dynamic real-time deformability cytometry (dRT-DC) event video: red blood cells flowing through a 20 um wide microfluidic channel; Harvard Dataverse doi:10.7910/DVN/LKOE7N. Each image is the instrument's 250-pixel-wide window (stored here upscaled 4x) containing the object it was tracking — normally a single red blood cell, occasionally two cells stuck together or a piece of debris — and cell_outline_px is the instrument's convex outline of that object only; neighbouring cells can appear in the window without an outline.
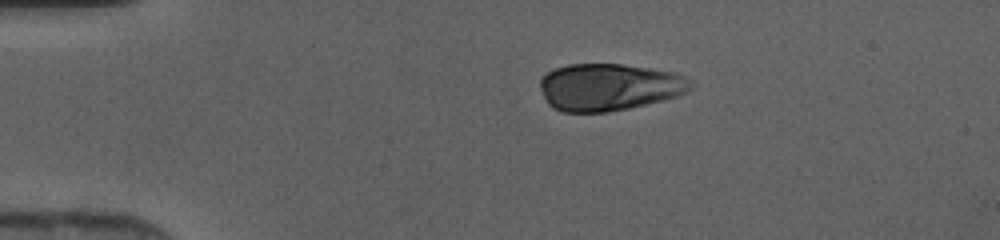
{"species": "human", "species_latin": "Homo sapiens", "temperature_condition": "cold", "stored_images_in_passage": 37, "camera_frame_rate_fps": 3000, "um_per_image_px": 0.085, "donor": {"sex": "female"}, "frame": {"image": 1, "passage_image": 1, "time_ms": 0.0, "image_size_px": [1000, 240], "cell_outline_px": [[696, 84], [688, 92], [664, 100], [628, 108], [608, 112], [564, 112], [552, 108], [548, 104], [540, 88], [540, 76], [556, 68], [568, 64], [620, 64], [676, 72], [692, 80]], "centroid_in_image_um": [51.79, 7.4], "position_along_channel_um": 33.2, "area_um2": 41.67}}
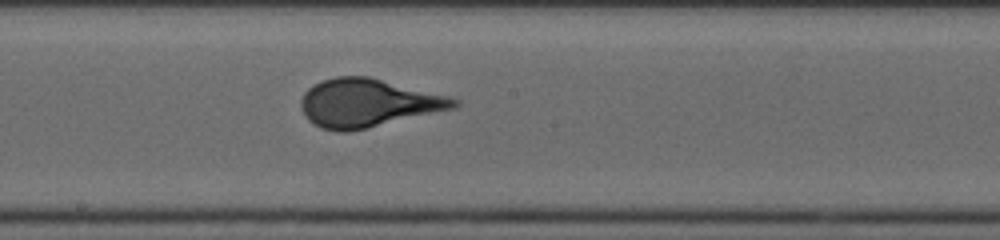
{"frame": {"image": 2, "passage_image": 17, "time_ms": 5.333, "image_size_px": [1000, 240], "cell_outline_px": [[460, 104], [456, 108], [348, 132], [336, 132], [320, 128], [308, 120], [300, 104], [300, 100], [304, 92], [308, 88], [324, 80], [336, 76], [368, 76], [448, 96], [460, 100]], "centroid_in_image_um": [31.26, 8.76], "position_along_channel_um": 216.9, "area_um2": 42.77}}
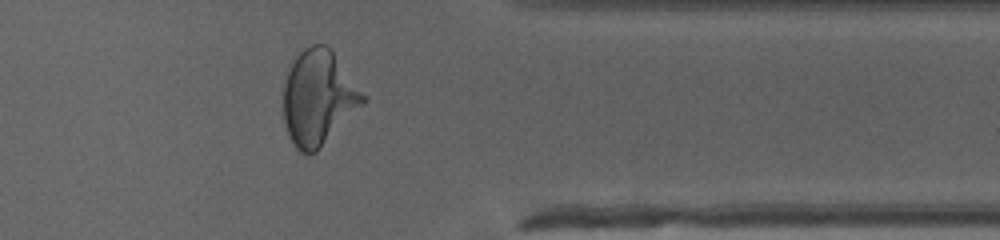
{"frame": {"image": 3, "passage_image": 29, "time_ms": 9.333, "image_size_px": [1000, 240], "cell_outline_px": [[368, 100], [316, 152], [308, 156], [300, 152], [296, 148], [288, 136], [284, 120], [284, 84], [288, 72], [296, 56], [304, 48], [312, 44], [324, 44], [332, 52], [368, 96]], "centroid_in_image_um": [27.08, 8.34], "position_along_channel_um": 384.3, "area_um2": 43.93}}